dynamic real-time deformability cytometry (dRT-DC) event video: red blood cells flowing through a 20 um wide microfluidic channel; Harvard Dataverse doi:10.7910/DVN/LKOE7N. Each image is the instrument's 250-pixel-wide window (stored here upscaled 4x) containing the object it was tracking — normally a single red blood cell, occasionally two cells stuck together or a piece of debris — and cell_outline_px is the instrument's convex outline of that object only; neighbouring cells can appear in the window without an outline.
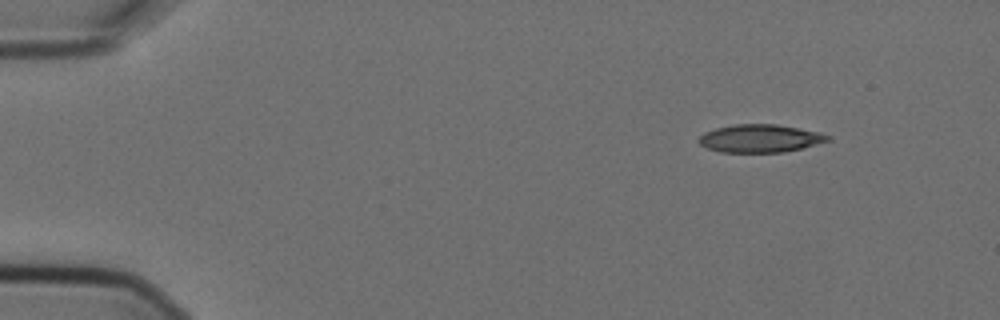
{"species": "Egyptian fruit bat (a non-hibernating species)", "species_latin": "Rousettus aegyptiacus", "temperature_condition": "cold", "stored_images_in_passage": 6, "segment_of_instrument_passage": [2, 2], "camera_frame_rate_fps": 3000, "um_per_image_px": 0.085, "animal": {"sex": "female"}, "frame": {"image": 1, "passage_image": 6, "time_ms": 1.667, "image_size_px": [1000, 320], "cell_outline_px": [[832, 140], [784, 152], [720, 152], [708, 148], [700, 144], [696, 140], [704, 132], [716, 128], [736, 124], [776, 124], [820, 132], [832, 136]], "centroid_in_image_um": [64.61, 11.76], "position_along_channel_um": 20.4, "area_um2": 20.98}}